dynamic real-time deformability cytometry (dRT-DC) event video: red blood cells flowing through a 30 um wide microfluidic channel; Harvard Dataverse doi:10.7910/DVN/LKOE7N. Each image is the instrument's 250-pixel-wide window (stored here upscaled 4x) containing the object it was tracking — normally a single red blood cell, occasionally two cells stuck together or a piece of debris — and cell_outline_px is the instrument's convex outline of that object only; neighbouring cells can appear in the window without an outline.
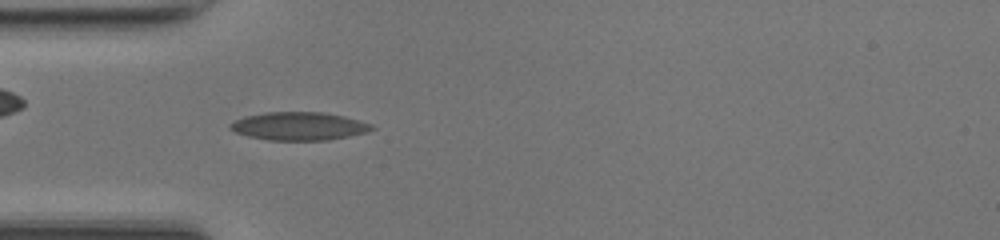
{"species": "common noctule bat (a hibernating species)", "species_latin": "Nyctalus noctula", "temperature_condition": "room temperature", "stored_images_in_passage": 36, "camera_frame_rate_fps": 3000, "um_per_image_px": 0.085, "animal": {"sex": "female", "body_mass_g": 17.0, "forearm_length_mm": 48.0}, "frame": {"image": 1, "passage_image": 9, "time_ms": 2.667, "image_size_px": [1000, 240], "cell_outline_px": [[376, 128], [368, 132], [328, 140], [268, 140], [248, 136], [236, 132], [228, 128], [228, 124], [244, 116], [264, 112], [324, 112], [344, 116], [360, 120], [372, 124]], "centroid_in_image_um": [25.42, 10.72], "position_along_channel_um": 59.6, "area_um2": 23.35}}
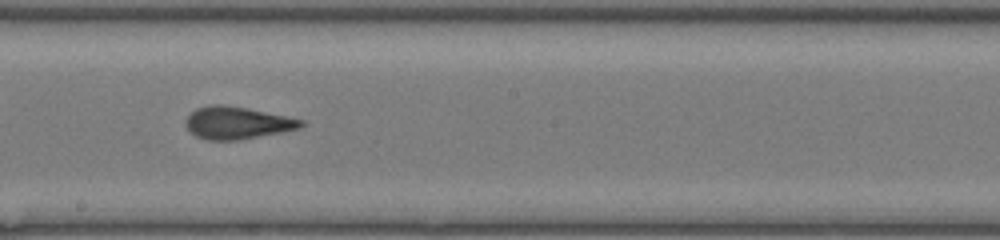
{"frame": {"image": 2, "passage_image": 21, "time_ms": 6.667, "image_size_px": [1000, 240], "cell_outline_px": [[304, 124], [300, 128], [240, 140], [208, 140], [196, 136], [188, 128], [188, 116], [196, 108], [212, 104], [220, 104], [244, 108], [304, 120]], "centroid_in_image_um": [20.16, 10.45], "position_along_channel_um": 228.0, "area_um2": 21.15}}
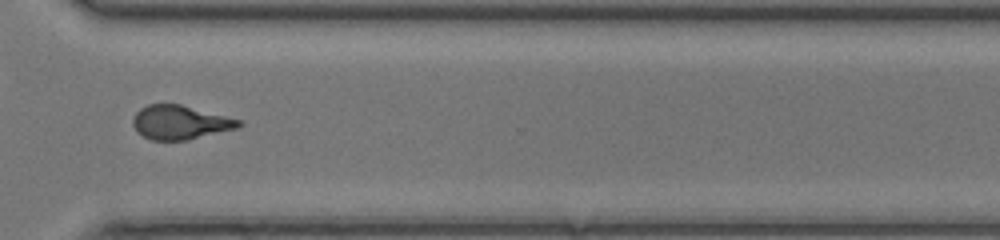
{"frame": {"image": 3, "passage_image": 30, "time_ms": 9.667, "image_size_px": [1000, 240], "cell_outline_px": [[244, 124], [236, 128], [188, 140], [152, 140], [136, 132], [132, 124], [132, 120], [136, 112], [140, 108], [148, 104], [180, 104], [240, 120]], "centroid_in_image_um": [15.27, 10.4], "position_along_channel_um": 355.3, "area_um2": 20.81}, "authors_computed_cell_mechanics": {"area_um2": 21.7906, "velocity_mm_per_s": 4.2476, "shape_relaxation_time_tau1_ms": 7.2567, "shape_relaxation_time_tau2_ms": 1.472, "deformation_change_tau1": 0.2105, "deformation_change_tau2": 0.0935}}